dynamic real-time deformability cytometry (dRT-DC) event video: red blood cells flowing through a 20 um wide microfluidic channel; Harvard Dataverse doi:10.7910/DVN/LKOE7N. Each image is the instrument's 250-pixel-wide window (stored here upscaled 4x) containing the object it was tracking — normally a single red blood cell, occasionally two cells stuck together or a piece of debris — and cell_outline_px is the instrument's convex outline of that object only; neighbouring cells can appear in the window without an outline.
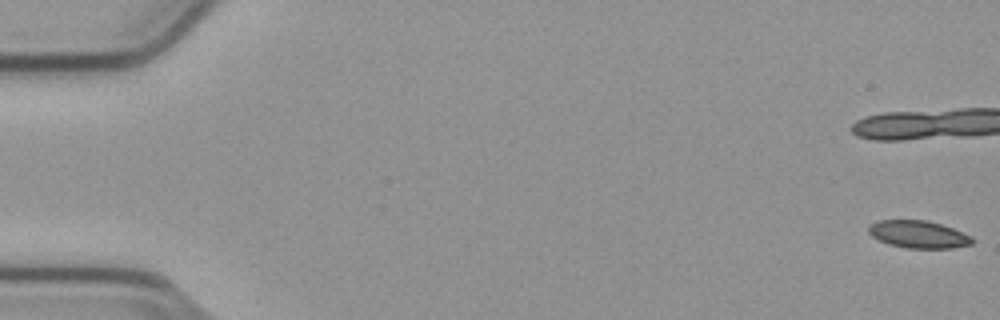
{"species": "common noctule bat (a hibernating species)", "species_latin": "Nyctalus noctula", "temperature_condition": "cold", "stored_images_in_passage": 8, "camera_frame_rate_fps": 3000, "um_per_image_px": 0.085, "animal": {"sex": "male", "body_mass_g": 23.1, "forearm_length_mm": 52.7}, "frame": {"image": 1, "passage_image": 1, "time_ms": 0.0, "image_size_px": [1000, 320], "cell_outline_px": [[976, 240], [972, 244], [952, 248], [908, 248], [888, 244], [872, 236], [868, 232], [868, 228], [872, 224], [880, 220], [928, 220], [952, 228], [972, 236]], "centroid_in_image_um": [78.1, 19.92], "position_along_channel_um": 6.9, "area_um2": 16.53}}